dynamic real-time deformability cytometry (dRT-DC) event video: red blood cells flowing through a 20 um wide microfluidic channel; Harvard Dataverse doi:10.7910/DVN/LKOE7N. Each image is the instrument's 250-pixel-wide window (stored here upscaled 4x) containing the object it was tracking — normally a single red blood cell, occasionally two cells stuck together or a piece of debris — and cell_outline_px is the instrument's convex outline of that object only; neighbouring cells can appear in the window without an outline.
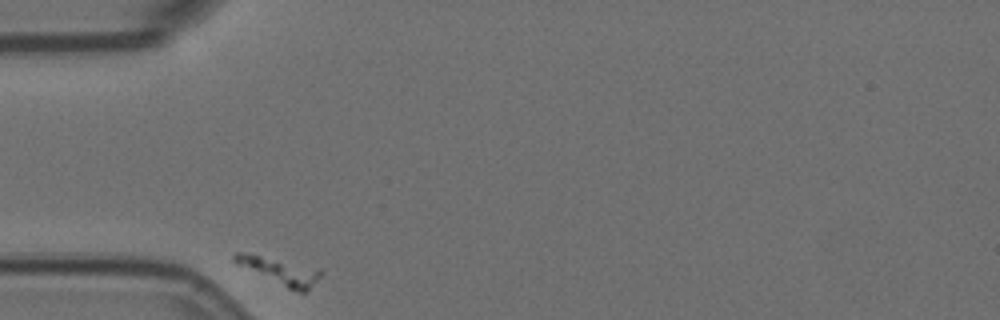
{"species": "Egyptian fruit bat (a non-hibernating species)", "species_latin": "Rousettus aegyptiacus", "temperature_condition": "room temperature", "stored_images_in_passage": 37, "camera_frame_rate_fps": 3000, "um_per_image_px": 0.085, "animal": {"sex": "female"}, "frame": {"image": 1, "passage_image": 1, "time_ms": 0.0, "image_size_px": [1000, 320], "cell_outline_px": [[324, 272], [304, 292], [300, 292], [288, 288], [236, 264], [232, 260], [232, 256], [236, 252], [244, 252], [320, 268]], "centroid_in_image_um": [23.76, 23.0], "position_along_channel_um": 61.2, "area_um2": 13.12}}
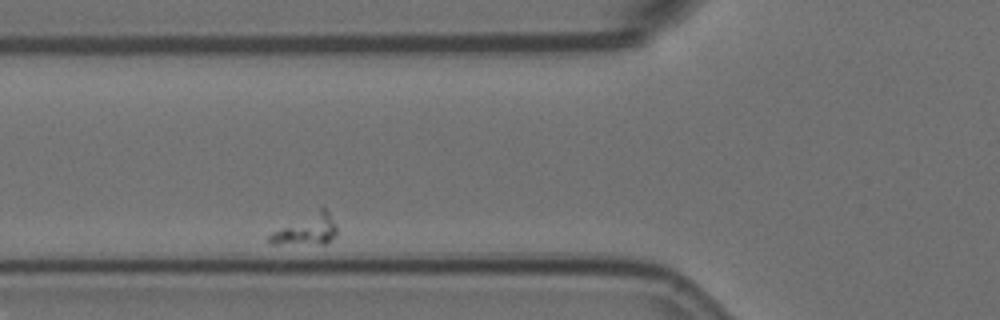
{"frame": {"image": 2, "passage_image": 6, "time_ms": 1.667, "image_size_px": [1000, 320], "cell_outline_px": [[336, 236], [324, 244], [272, 244], [268, 240], [268, 236], [272, 232], [320, 204], [328, 212], [336, 228]], "centroid_in_image_um": [26.04, 19.48], "position_along_channel_um": 99.8, "area_um2": 12.37}}
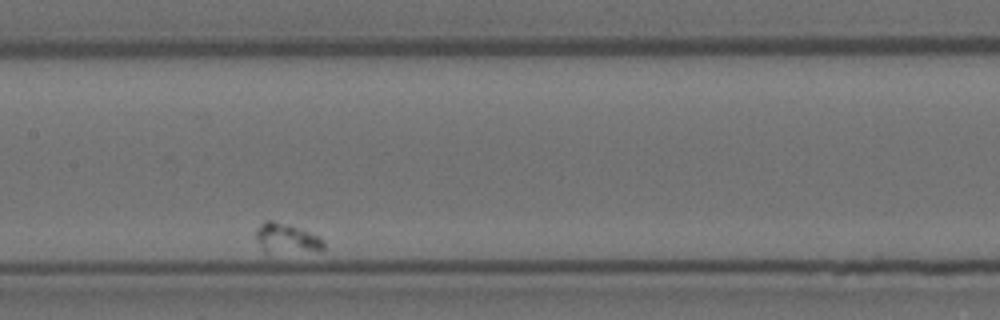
{"frame": {"image": 3, "passage_image": 16, "time_ms": 5.0, "image_size_px": [1000, 320], "cell_outline_px": [[324, 248], [268, 252], [264, 252], [256, 236], [256, 228], [264, 220], [272, 220], [320, 236], [324, 240]], "centroid_in_image_um": [24.29, 20.21], "position_along_channel_um": 183.1, "area_um2": 10.92}}